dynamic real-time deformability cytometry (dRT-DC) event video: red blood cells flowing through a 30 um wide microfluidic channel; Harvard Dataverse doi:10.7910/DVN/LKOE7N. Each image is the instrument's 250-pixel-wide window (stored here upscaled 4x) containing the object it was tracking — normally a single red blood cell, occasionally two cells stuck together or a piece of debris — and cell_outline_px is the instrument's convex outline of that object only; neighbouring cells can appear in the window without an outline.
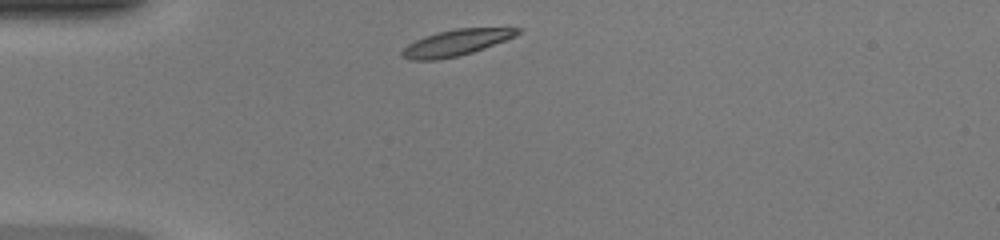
{"species": "common noctule bat (a hibernating species)", "species_latin": "Nyctalus noctula", "temperature_condition": "warm", "stored_images_in_passage": 24, "camera_frame_rate_fps": 3000, "um_per_image_px": 0.085, "animal": {"sex": "female", "body_mass_g": 20.0, "forearm_length_mm": 54.0}, "frame": {"image": 1, "passage_image": 1, "time_ms": 0.0, "image_size_px": [1000, 240], "cell_outline_px": [[520, 32], [516, 36], [484, 48], [472, 52], [456, 56], [436, 60], [408, 60], [400, 56], [400, 52], [408, 44], [424, 36], [436, 32], [456, 28], [520, 28]], "centroid_in_image_um": [38.72, 3.63], "position_along_channel_um": 46.3, "area_um2": 17.51}}
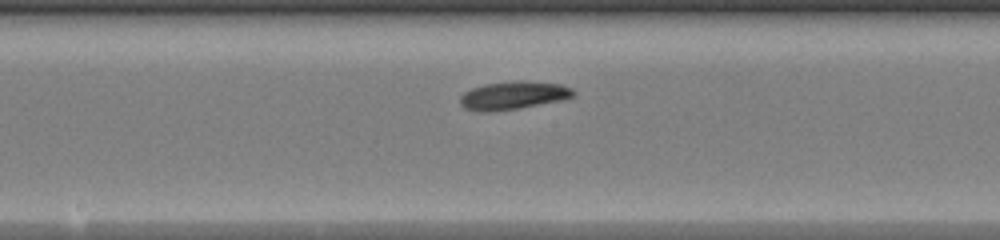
{"frame": {"image": 2, "passage_image": 14, "time_ms": 4.333, "image_size_px": [1000, 240], "cell_outline_px": [[576, 92], [572, 96], [564, 100], [492, 112], [476, 112], [464, 108], [460, 104], [460, 96], [464, 92], [472, 88], [484, 84], [512, 80], [528, 80], [560, 84], [572, 88]], "centroid_in_image_um": [43.61, 8.1], "position_along_channel_um": 204.6, "area_um2": 18.84}}
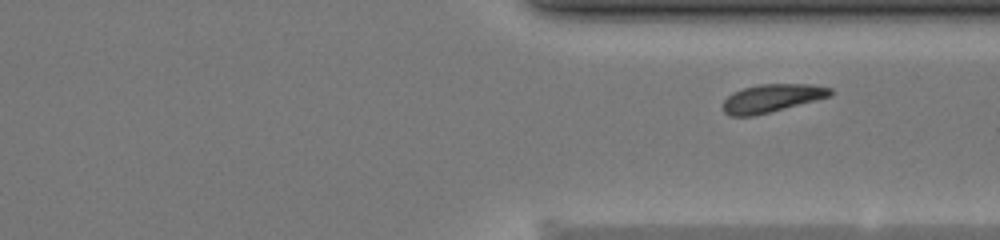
{"frame": {"image": 3, "passage_image": 24, "time_ms": 7.667, "image_size_px": [1000, 240], "cell_outline_px": [[832, 96], [752, 116], [728, 116], [724, 112], [724, 100], [732, 92], [744, 88], [760, 84], [812, 84], [832, 88]], "centroid_in_image_um": [65.61, 8.34], "position_along_channel_um": 345.8, "area_um2": 17.4}}